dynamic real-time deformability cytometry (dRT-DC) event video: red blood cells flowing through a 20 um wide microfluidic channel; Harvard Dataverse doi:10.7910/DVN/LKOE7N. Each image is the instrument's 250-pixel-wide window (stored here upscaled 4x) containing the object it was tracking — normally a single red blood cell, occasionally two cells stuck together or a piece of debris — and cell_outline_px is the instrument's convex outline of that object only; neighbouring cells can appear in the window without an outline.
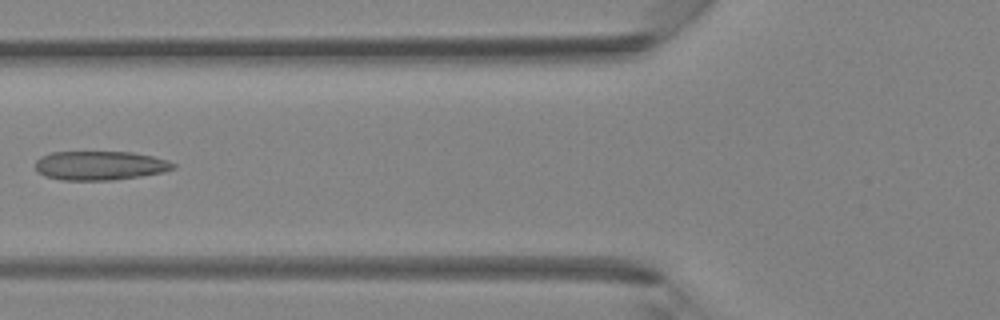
{"species": "Egyptian fruit bat (a non-hibernating species)", "species_latin": "Rousettus aegyptiacus", "temperature_condition": "room temperature", "stored_images_in_passage": 3, "camera_frame_rate_fps": 3000, "um_per_image_px": 0.085, "animal": {"sex": "female"}, "frame": {"image": 1, "passage_image": 3, "time_ms": 2.333, "image_size_px": [1000, 320], "cell_outline_px": [[176, 168], [164, 172], [140, 176], [112, 180], [60, 180], [44, 176], [36, 172], [36, 160], [40, 156], [52, 152], [132, 152], [152, 156], [168, 160], [176, 164]], "centroid_in_image_um": [8.49, 14.07], "position_along_channel_um": 117.3, "area_um2": 23.52}}